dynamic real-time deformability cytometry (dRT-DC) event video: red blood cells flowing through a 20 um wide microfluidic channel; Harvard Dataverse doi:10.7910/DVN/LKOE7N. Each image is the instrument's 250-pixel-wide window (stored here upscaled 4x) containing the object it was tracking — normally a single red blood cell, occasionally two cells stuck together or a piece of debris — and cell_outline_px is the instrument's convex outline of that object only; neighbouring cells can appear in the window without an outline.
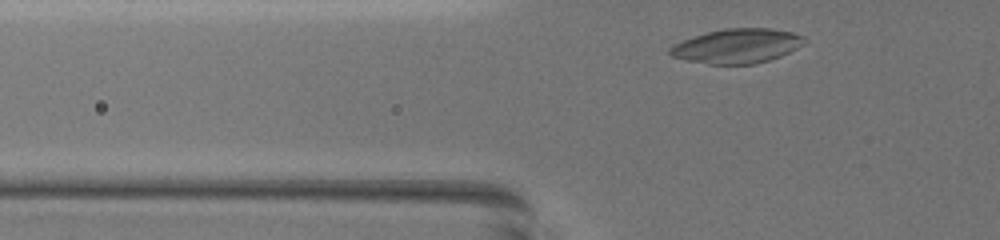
{"species": "common noctule bat (a hibernating species)", "species_latin": "Nyctalus noctula", "temperature_condition": "warm", "stored_images_in_passage": 30, "camera_frame_rate_fps": 3000, "um_per_image_px": 0.085, "animal": {"sex": "female", "body_mass_g": 19.5, "forearm_length_mm": 54.1}, "frame": {"image": 1, "passage_image": 3, "time_ms": 0.667, "image_size_px": [1000, 240], "cell_outline_px": [[808, 40], [804, 44], [780, 56], [756, 64], [708, 64], [688, 60], [672, 56], [668, 52], [668, 48], [672, 44], [708, 32], [724, 28], [772, 28], [792, 32], [804, 36]], "centroid_in_image_um": [62.67, 3.9], "position_along_channel_um": 63.1, "area_um2": 26.93}}
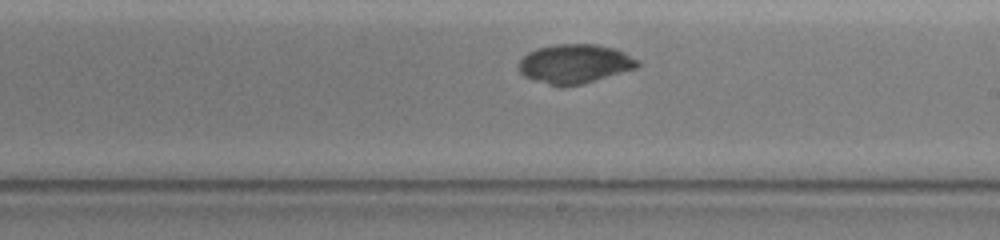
{"frame": {"image": 2, "passage_image": 18, "time_ms": 5.667, "image_size_px": [1000, 240], "cell_outline_px": [[640, 64], [636, 68], [580, 84], [560, 88], [532, 80], [524, 76], [520, 72], [520, 60], [528, 52], [536, 48], [552, 44], [596, 44], [616, 48], [640, 60]], "centroid_in_image_um": [48.84, 5.42], "position_along_channel_um": 240.2, "area_um2": 27.28}}
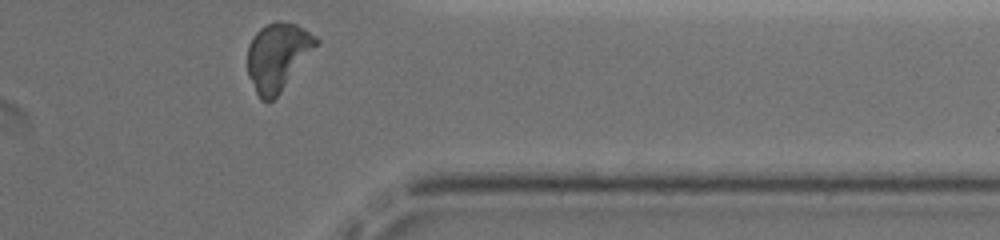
{"frame": {"image": 3, "passage_image": 30, "time_ms": 9.667, "image_size_px": [1000, 240], "cell_outline_px": [[320, 44], [280, 92], [272, 100], [260, 100], [248, 76], [248, 44], [256, 32], [264, 24], [276, 20], [280, 20], [296, 24], [304, 28], [316, 36], [320, 40]], "centroid_in_image_um": [23.63, 4.76], "position_along_channel_um": 387.8, "area_um2": 27.28}, "authors_computed_cell_mechanics": {"area_um2": 27.1082, "velocity_mm_per_s": 3.7966, "shape_relaxation_time_tau1_ms": 6.5663, "shape_relaxation_time_tau2_ms": null, "deformation_change_tau1": 0.3014, "deformation_change_tau2": null}}